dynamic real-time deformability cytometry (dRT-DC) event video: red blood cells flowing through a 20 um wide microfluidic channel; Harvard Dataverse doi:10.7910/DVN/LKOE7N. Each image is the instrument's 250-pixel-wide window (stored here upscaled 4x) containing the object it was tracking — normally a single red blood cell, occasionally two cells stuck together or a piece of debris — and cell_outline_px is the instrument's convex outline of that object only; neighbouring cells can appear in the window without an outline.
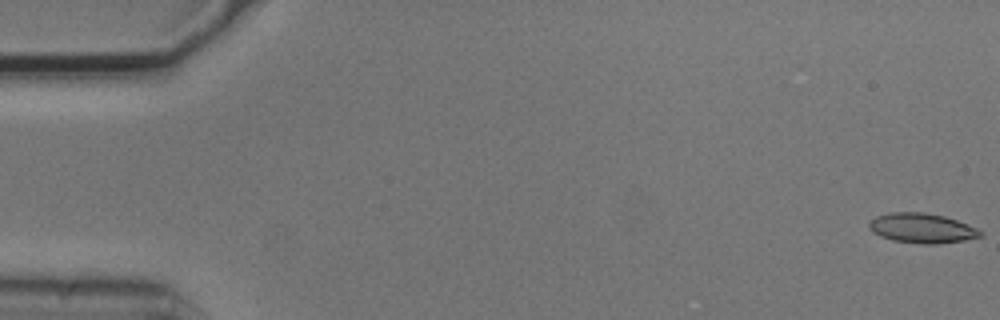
{"species": "common noctule bat (a hibernating species)", "species_latin": "Nyctalus noctula", "temperature_condition": "cold", "stored_images_in_passage": 5, "camera_frame_rate_fps": 3000, "um_per_image_px": 0.085, "animal": {"sex": "male", "body_mass_g": 20.5, "forearm_length_mm": 52.5}, "frame": {"image": 1, "passage_image": 1, "time_ms": 0.0, "image_size_px": [1000, 320], "cell_outline_px": [[980, 236], [964, 240], [936, 244], [924, 244], [892, 240], [880, 236], [872, 232], [868, 228], [868, 224], [876, 216], [892, 212], [924, 212], [944, 216], [956, 220], [976, 228], [980, 232]], "centroid_in_image_um": [78.3, 19.39], "position_along_channel_um": 6.7, "area_um2": 19.07}}
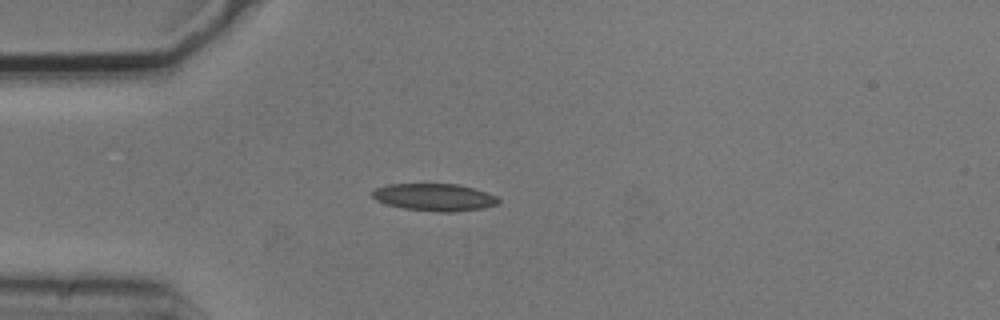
{"frame": {"image": 2, "passage_image": 5, "time_ms": 1.333, "image_size_px": [1000, 320], "cell_outline_px": [[500, 204], [480, 208], [452, 212], [436, 212], [404, 208], [388, 204], [376, 200], [372, 196], [372, 192], [376, 188], [388, 184], [460, 184], [496, 196], [500, 200]], "centroid_in_image_um": [36.93, 16.76], "position_along_channel_um": 48.1, "area_um2": 19.88}}